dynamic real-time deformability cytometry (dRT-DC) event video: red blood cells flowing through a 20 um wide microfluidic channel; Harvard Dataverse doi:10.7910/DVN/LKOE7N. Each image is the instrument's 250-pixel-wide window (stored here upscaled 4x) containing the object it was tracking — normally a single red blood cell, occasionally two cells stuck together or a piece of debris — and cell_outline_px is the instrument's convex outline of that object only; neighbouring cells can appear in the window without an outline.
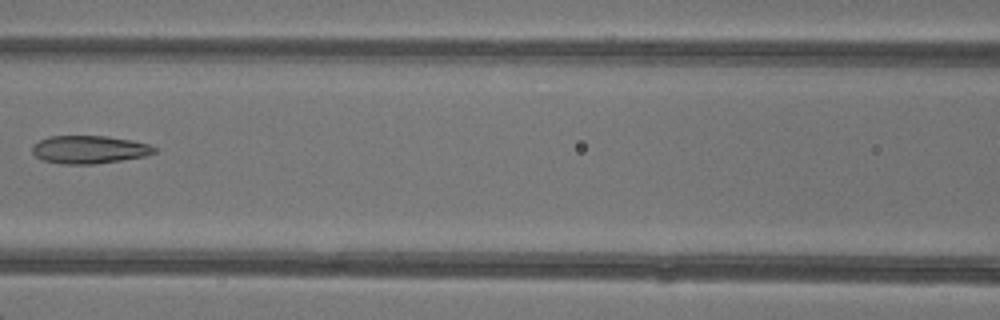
{"species": "common noctule bat (a hibernating species)", "species_latin": "Nyctalus noctula", "temperature_condition": "warm", "stored_images_in_passage": 3, "camera_frame_rate_fps": 3000, "um_per_image_px": 0.085, "animal": {"sex": "female"}, "frame": {"image": 1, "passage_image": 3, "time_ms": 2.333, "image_size_px": [1000, 320], "cell_outline_px": [[156, 152], [144, 156], [120, 160], [92, 164], [64, 164], [44, 160], [36, 156], [32, 152], [32, 148], [40, 140], [48, 136], [104, 136], [132, 140], [148, 144], [156, 148]], "centroid_in_image_um": [7.59, 12.7], "position_along_channel_um": 159.0, "area_um2": 19.59}}